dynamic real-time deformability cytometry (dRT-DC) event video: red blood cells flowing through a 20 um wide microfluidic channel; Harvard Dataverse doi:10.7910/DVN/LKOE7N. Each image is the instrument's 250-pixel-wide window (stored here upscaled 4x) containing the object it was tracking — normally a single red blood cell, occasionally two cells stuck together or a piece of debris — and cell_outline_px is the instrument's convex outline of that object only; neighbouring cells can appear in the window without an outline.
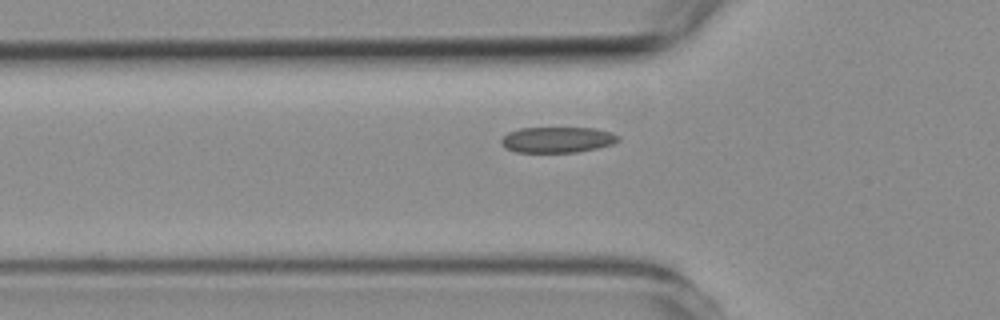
{"species": "common noctule bat (a hibernating species)", "species_latin": "Nyctalus noctula", "temperature_condition": "room temperature", "stored_images_in_passage": 5, "camera_frame_rate_fps": 3000, "um_per_image_px": 0.085, "animal": {"sex": "female", "body_mass_g": 19.3, "forearm_length_mm": 54.1}, "frame": {"image": 1, "passage_image": 5, "time_ms": 5.0, "image_size_px": [1000, 320], "cell_outline_px": [[620, 140], [612, 144], [596, 148], [576, 152], [516, 152], [508, 148], [500, 140], [508, 132], [520, 128], [596, 128], [612, 132], [620, 136]], "centroid_in_image_um": [47.42, 11.87], "position_along_channel_um": 78.4, "area_um2": 17.46}}